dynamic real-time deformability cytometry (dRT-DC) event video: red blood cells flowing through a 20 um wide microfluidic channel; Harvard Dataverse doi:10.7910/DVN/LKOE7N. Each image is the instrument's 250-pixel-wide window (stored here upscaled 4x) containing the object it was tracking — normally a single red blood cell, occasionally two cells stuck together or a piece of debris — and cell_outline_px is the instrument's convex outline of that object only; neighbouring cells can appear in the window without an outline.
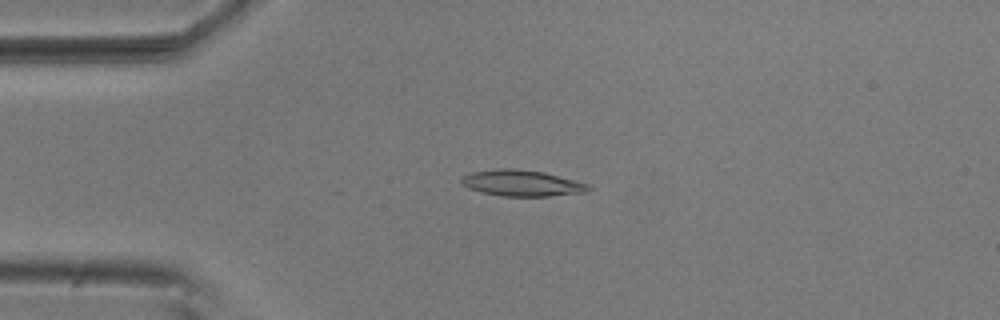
{"species": "common noctule bat (a hibernating species)", "species_latin": "Nyctalus noctula", "temperature_condition": "room temperature", "stored_images_in_passage": 26, "camera_frame_rate_fps": 3000, "um_per_image_px": 0.085, "animal": {"sex": "male", "body_mass_g": 20.5, "forearm_length_mm": 52.5}, "frame": {"image": 1, "passage_image": 9, "time_ms": 2.667, "image_size_px": [1000, 320], "cell_outline_px": [[592, 188], [588, 192], [548, 196], [504, 196], [480, 192], [468, 188], [460, 184], [460, 180], [464, 176], [472, 172], [500, 168], [516, 168], [544, 172], [588, 184]], "centroid_in_image_um": [44.34, 15.56], "position_along_channel_um": 40.7, "area_um2": 19.36}}
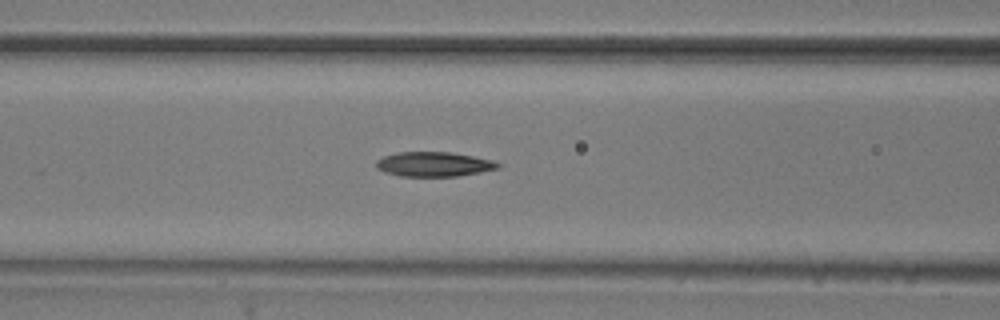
{"frame": {"image": 2, "passage_image": 18, "time_ms": 5.667, "image_size_px": [1000, 320], "cell_outline_px": [[500, 168], [480, 172], [456, 176], [400, 176], [384, 172], [376, 168], [376, 160], [384, 156], [396, 152], [452, 152], [492, 160], [500, 164]], "centroid_in_image_um": [36.85, 13.95], "position_along_channel_um": 129.8, "area_um2": 17.46}}
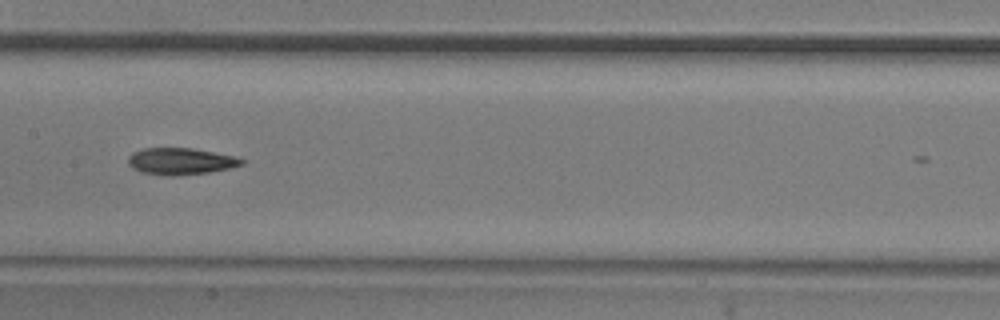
{"frame": {"image": 3, "passage_image": 23, "time_ms": 7.333, "image_size_px": [1000, 320], "cell_outline_px": [[248, 160], [244, 164], [228, 168], [208, 172], [172, 176], [164, 176], [140, 172], [132, 168], [128, 164], [128, 156], [132, 152], [144, 148], [192, 148], [236, 156]], "centroid_in_image_um": [15.35, 13.7], "position_along_channel_um": 192.0, "area_um2": 17.86}}